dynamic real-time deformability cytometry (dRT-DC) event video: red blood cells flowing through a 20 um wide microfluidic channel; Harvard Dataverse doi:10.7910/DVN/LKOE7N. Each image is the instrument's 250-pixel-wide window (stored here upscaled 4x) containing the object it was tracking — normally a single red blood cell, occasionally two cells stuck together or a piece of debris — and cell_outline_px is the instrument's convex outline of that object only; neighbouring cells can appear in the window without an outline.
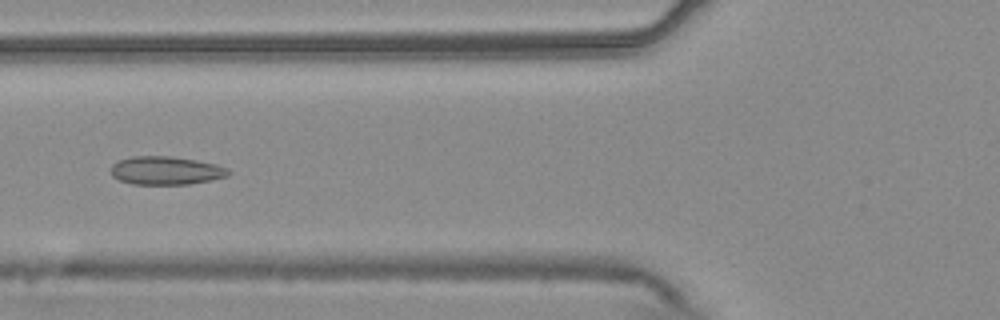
{"species": "common noctule bat (a hibernating species)", "species_latin": "Nyctalus noctula", "temperature_condition": "warm", "stored_images_in_passage": 54, "camera_frame_rate_fps": 3000, "um_per_image_px": 0.085, "animal": {"sex": "male", "body_mass_g": 20.4}, "frame": {"image": 1, "passage_image": 21, "time_ms": 6.667, "image_size_px": [1000, 320], "cell_outline_px": [[232, 172], [228, 176], [212, 180], [188, 184], [132, 184], [120, 180], [112, 176], [112, 164], [116, 160], [132, 156], [168, 156], [196, 160], [216, 164], [228, 168]], "centroid_in_image_um": [14.12, 14.49], "position_along_channel_um": 111.7, "area_um2": 19.48}}
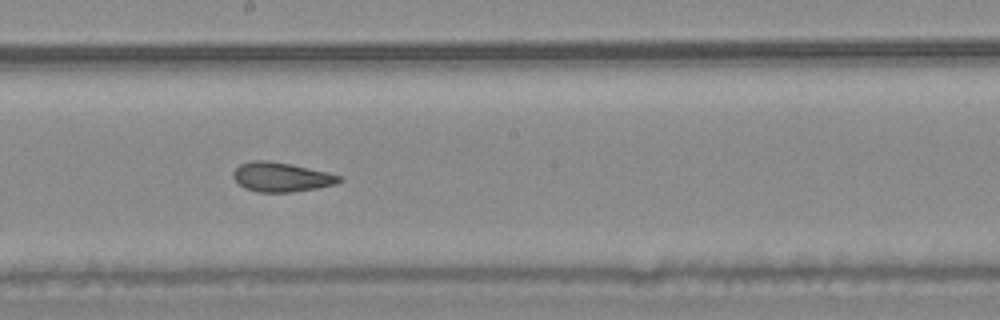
{"frame": {"image": 2, "passage_image": 30, "time_ms": 9.667, "image_size_px": [1000, 320], "cell_outline_px": [[344, 180], [336, 184], [316, 188], [292, 192], [256, 192], [244, 188], [232, 176], [232, 172], [240, 164], [252, 160], [268, 160], [328, 172], [344, 176]], "centroid_in_image_um": [23.93, 15.05], "position_along_channel_um": 224.3, "area_um2": 18.21}}
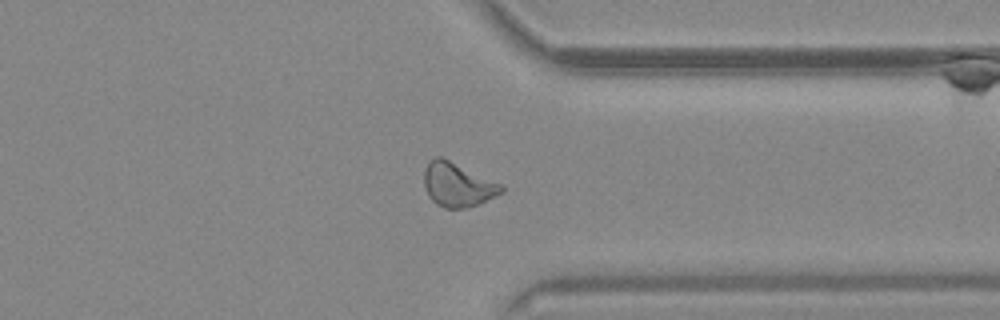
{"frame": {"image": 3, "passage_image": 42, "time_ms": 13.667, "image_size_px": [1000, 320], "cell_outline_px": [[504, 192], [480, 204], [468, 208], [444, 208], [436, 204], [428, 196], [424, 184], [424, 168], [428, 160], [436, 156], [440, 156], [504, 184]], "centroid_in_image_um": [38.91, 15.7], "position_along_channel_um": 372.5, "area_um2": 20.23}, "authors_computed_cell_mechanics": {"area_um2": 20.0566, "velocity_mm_per_s": 3.7451, "shape_relaxation_time_tau1_ms": null, "shape_relaxation_time_tau2_ms": 1.7339, "deformation_change_tau1": null, "deformation_change_tau2": 0.0824}}